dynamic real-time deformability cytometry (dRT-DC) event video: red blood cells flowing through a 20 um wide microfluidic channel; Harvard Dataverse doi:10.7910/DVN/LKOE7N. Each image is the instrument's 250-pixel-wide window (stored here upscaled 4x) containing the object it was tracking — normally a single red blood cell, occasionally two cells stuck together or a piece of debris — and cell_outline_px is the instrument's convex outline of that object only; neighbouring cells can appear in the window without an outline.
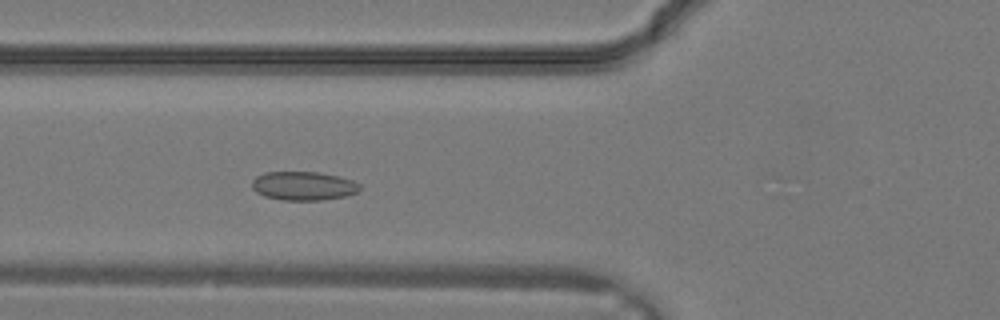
{"species": "common noctule bat (a hibernating species)", "species_latin": "Nyctalus noctula", "temperature_condition": "warm", "stored_images_in_passage": 10, "camera_frame_rate_fps": 3000, "um_per_image_px": 0.085, "animal": {"sex": "male", "body_mass_g": 19.2, "forearm_length_mm": 51.8}, "frame": {"image": 1, "passage_image": 10, "time_ms": 3.0, "image_size_px": [1000, 320], "cell_outline_px": [[360, 188], [356, 192], [348, 196], [320, 200], [284, 200], [264, 196], [256, 192], [252, 188], [252, 180], [256, 176], [264, 172], [320, 172], [352, 180], [360, 184]], "centroid_in_image_um": [25.77, 15.8], "position_along_channel_um": 100.0, "area_um2": 18.09}}